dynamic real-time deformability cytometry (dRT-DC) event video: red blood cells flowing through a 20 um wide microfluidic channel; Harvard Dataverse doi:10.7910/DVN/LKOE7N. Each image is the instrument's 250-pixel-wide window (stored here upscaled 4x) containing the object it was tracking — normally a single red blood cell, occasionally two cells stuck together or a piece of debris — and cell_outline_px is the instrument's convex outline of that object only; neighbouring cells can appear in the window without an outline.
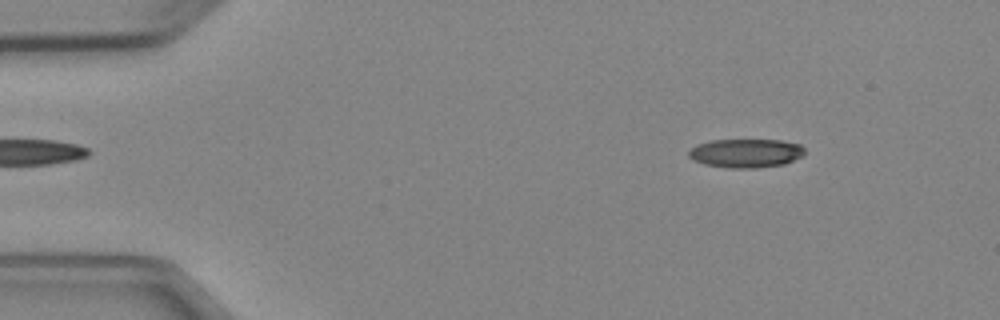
{"species": "Egyptian fruit bat (a non-hibernating species)", "species_latin": "Rousettus aegyptiacus", "temperature_condition": "cold", "stored_images_in_passage": 3, "camera_frame_rate_fps": 3000, "um_per_image_px": 0.085, "animal": {"sex": "female"}, "frame": {"image": 1, "passage_image": 1, "time_ms": 0.0, "image_size_px": [1000, 320], "cell_outline_px": [[804, 156], [784, 164], [756, 168], [728, 168], [704, 164], [692, 160], [688, 156], [688, 152], [696, 144], [712, 140], [780, 140], [800, 144], [804, 148]], "centroid_in_image_um": [63.39, 13.02], "position_along_channel_um": 21.6, "area_um2": 19.59}}